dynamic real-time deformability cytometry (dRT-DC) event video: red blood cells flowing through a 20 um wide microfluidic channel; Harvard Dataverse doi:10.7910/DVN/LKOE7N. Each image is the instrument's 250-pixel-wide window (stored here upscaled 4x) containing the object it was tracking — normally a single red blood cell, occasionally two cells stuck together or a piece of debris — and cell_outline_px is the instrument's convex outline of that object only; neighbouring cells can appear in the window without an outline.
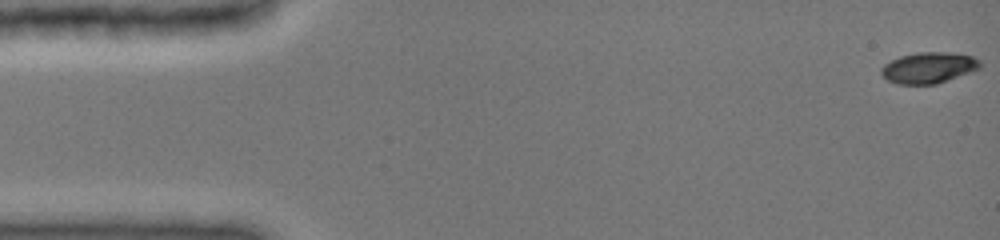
{"species": "common noctule bat (a hibernating species)", "species_latin": "Nyctalus noctula", "temperature_condition": "cold", "stored_images_in_passage": 43, "camera_frame_rate_fps": 3000, "um_per_image_px": 0.085, "animal": {"sex": "female", "body_mass_g": 19.0, "forearm_length_mm": 51.5}, "frame": {"image": 1, "passage_image": 1, "time_ms": 0.0, "image_size_px": [1000, 240], "cell_outline_px": [[980, 68], [936, 84], [896, 84], [888, 80], [880, 72], [880, 68], [884, 64], [900, 56], [916, 52], [948, 52], [972, 56], [980, 60]], "centroid_in_image_um": [78.91, 5.75], "position_along_channel_um": 6.1, "area_um2": 17.74}}
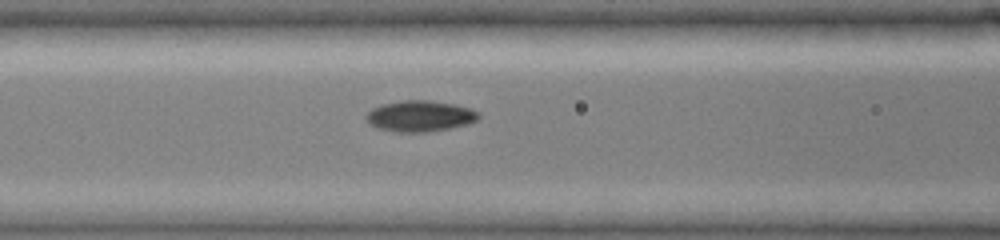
{"frame": {"image": 2, "passage_image": 19, "time_ms": 6.0, "image_size_px": [1000, 240], "cell_outline_px": [[480, 116], [476, 120], [468, 124], [428, 132], [396, 132], [376, 128], [368, 124], [364, 116], [372, 108], [380, 104], [400, 100], [428, 100], [452, 104], [472, 108], [480, 112]], "centroid_in_image_um": [35.66, 9.86], "position_along_channel_um": 130.9, "area_um2": 20.58}}
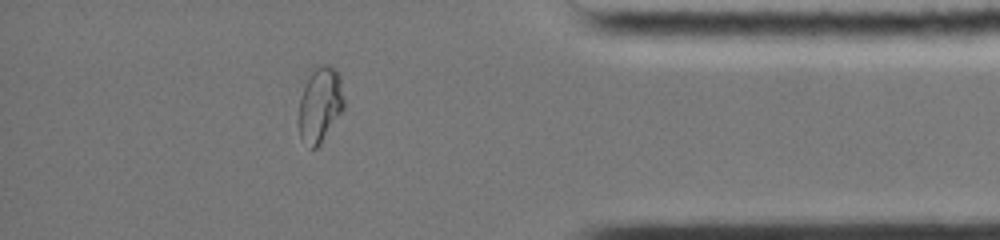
{"frame": {"image": 3, "passage_image": 37, "time_ms": 12.0, "image_size_px": [1000, 240], "cell_outline_px": [[344, 108], [320, 144], [316, 148], [312, 148], [300, 136], [296, 120], [300, 100], [312, 64], [328, 64], [336, 68], [340, 72], [344, 100]], "centroid_in_image_um": [27.19, 8.81], "position_along_channel_um": 408.0, "area_um2": 20.35}, "authors_computed_cell_mechanics": {"area_um2": 19.074, "velocity_mm_per_s": 4.0606, "shape_relaxation_time_tau1_ms": 2.9842, "shape_relaxation_time_tau2_ms": 0.7928, "deformation_change_tau1": 0.1771, "deformation_change_tau2": 0.0345}}